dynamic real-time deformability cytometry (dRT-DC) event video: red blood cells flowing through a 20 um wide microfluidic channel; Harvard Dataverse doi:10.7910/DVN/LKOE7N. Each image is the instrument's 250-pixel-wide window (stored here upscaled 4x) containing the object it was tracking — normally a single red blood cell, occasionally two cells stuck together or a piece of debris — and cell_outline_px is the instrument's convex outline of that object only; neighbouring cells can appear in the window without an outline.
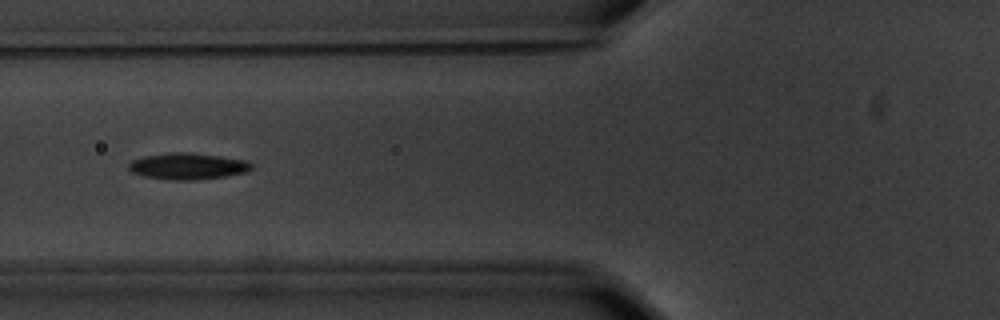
{"species": "common noctule bat (a hibernating species)", "species_latin": "Nyctalus noctula", "temperature_condition": "warm", "stored_images_in_passage": 41, "camera_frame_rate_fps": 3000, "um_per_image_px": 0.085, "animal": {"sex": "male", "body_mass_g": 20.1, "forearm_length_mm": 53.5}, "frame": {"image": 1, "passage_image": 7, "time_ms": 2.0, "image_size_px": [1000, 320], "cell_outline_px": [[252, 168], [248, 172], [224, 176], [196, 180], [168, 180], [144, 176], [132, 172], [128, 168], [128, 164], [132, 160], [144, 156], [172, 152], [192, 152], [220, 156], [244, 160], [252, 164]], "centroid_in_image_um": [15.94, 14.12], "position_along_channel_um": 109.9, "area_um2": 18.96}, "authors_computed_cell_mechanics": {"area_um2": 18.1492, "velocity_mm_per_s": 3.5834, "shape_relaxation_time_tau1_ms": 2.9247, "shape_relaxation_time_tau2_ms": 6.1065, "deformation_change_tau1": 0.1407, "deformation_change_tau2": 0.1251}}